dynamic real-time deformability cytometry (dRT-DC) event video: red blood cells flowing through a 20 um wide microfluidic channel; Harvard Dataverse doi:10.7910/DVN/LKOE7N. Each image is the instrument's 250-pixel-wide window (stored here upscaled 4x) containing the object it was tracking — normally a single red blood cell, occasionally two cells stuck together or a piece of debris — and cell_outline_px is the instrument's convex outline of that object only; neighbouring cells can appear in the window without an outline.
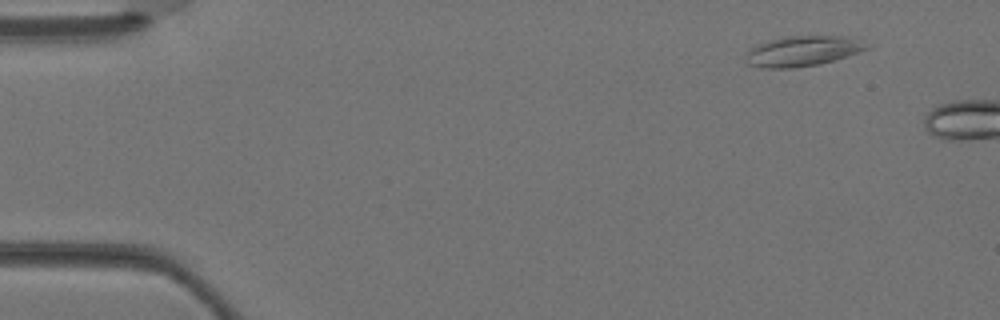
{"species": "Egyptian fruit bat (a non-hibernating species)", "species_latin": "Rousettus aegyptiacus", "temperature_condition": "warm", "stored_images_in_passage": 4, "camera_frame_rate_fps": 3000, "um_per_image_px": 0.085, "animal": {"sex": "female"}, "frame": {"image": 1, "passage_image": 1, "time_ms": 0.0, "image_size_px": [1000, 320], "cell_outline_px": [[868, 48], [860, 52], [820, 64], [792, 68], [760, 68], [748, 64], [744, 60], [748, 52], [756, 44], [784, 36], [840, 36], [856, 40]], "centroid_in_image_um": [68.12, 4.36], "position_along_channel_um": 16.9, "area_um2": 20.98}}
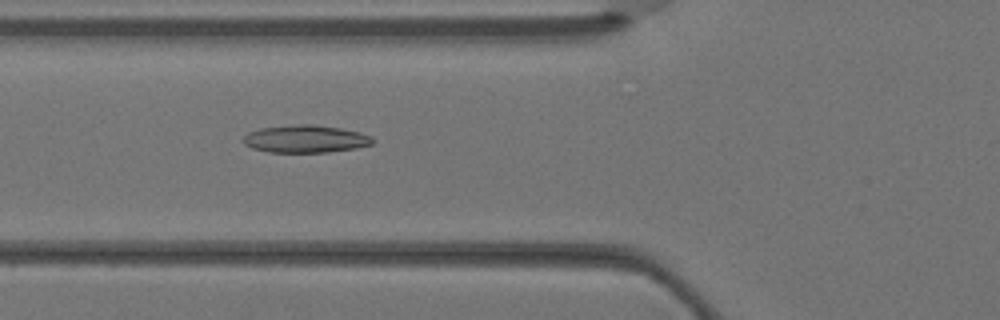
{"frame": {"image": 2, "passage_image": 4, "time_ms": 1.0, "image_size_px": [1000, 320], "cell_outline_px": [[372, 144], [356, 148], [328, 152], [268, 152], [252, 148], [244, 144], [244, 136], [248, 132], [260, 128], [300, 124], [312, 124], [340, 128], [360, 132], [372, 136]], "centroid_in_image_um": [25.96, 11.81], "position_along_channel_um": 99.8, "area_um2": 20.69}}